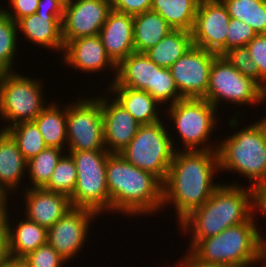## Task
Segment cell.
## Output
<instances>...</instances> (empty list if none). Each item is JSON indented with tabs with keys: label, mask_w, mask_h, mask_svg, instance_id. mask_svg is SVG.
<instances>
[{
	"label": "cell",
	"mask_w": 266,
	"mask_h": 267,
	"mask_svg": "<svg viewBox=\"0 0 266 267\" xmlns=\"http://www.w3.org/2000/svg\"><path fill=\"white\" fill-rule=\"evenodd\" d=\"M65 4L69 1V0H62Z\"/></svg>",
	"instance_id": "c3c4849f"
},
{
	"label": "cell",
	"mask_w": 266,
	"mask_h": 267,
	"mask_svg": "<svg viewBox=\"0 0 266 267\" xmlns=\"http://www.w3.org/2000/svg\"><path fill=\"white\" fill-rule=\"evenodd\" d=\"M219 170L217 150L175 151L163 182L162 209L173 205L179 224L221 185L214 183Z\"/></svg>",
	"instance_id": "6da1fadb"
},
{
	"label": "cell",
	"mask_w": 266,
	"mask_h": 267,
	"mask_svg": "<svg viewBox=\"0 0 266 267\" xmlns=\"http://www.w3.org/2000/svg\"><path fill=\"white\" fill-rule=\"evenodd\" d=\"M262 213L266 218V181L255 189V213Z\"/></svg>",
	"instance_id": "7bdbcfd3"
},
{
	"label": "cell",
	"mask_w": 266,
	"mask_h": 267,
	"mask_svg": "<svg viewBox=\"0 0 266 267\" xmlns=\"http://www.w3.org/2000/svg\"><path fill=\"white\" fill-rule=\"evenodd\" d=\"M245 187L238 182L221 183L201 207L178 224L184 234L191 236L187 253L201 239L246 222L255 213V189Z\"/></svg>",
	"instance_id": "7a4b0ae2"
},
{
	"label": "cell",
	"mask_w": 266,
	"mask_h": 267,
	"mask_svg": "<svg viewBox=\"0 0 266 267\" xmlns=\"http://www.w3.org/2000/svg\"><path fill=\"white\" fill-rule=\"evenodd\" d=\"M17 143L18 149L27 161L47 148L34 121L21 122L6 129Z\"/></svg>",
	"instance_id": "4dcf8cb0"
},
{
	"label": "cell",
	"mask_w": 266,
	"mask_h": 267,
	"mask_svg": "<svg viewBox=\"0 0 266 267\" xmlns=\"http://www.w3.org/2000/svg\"><path fill=\"white\" fill-rule=\"evenodd\" d=\"M61 60L70 68H75L77 71L89 73L102 72L108 68L109 71L114 70L112 78L113 83L117 75V65L106 54L99 35L80 37L64 45Z\"/></svg>",
	"instance_id": "2e32d148"
},
{
	"label": "cell",
	"mask_w": 266,
	"mask_h": 267,
	"mask_svg": "<svg viewBox=\"0 0 266 267\" xmlns=\"http://www.w3.org/2000/svg\"><path fill=\"white\" fill-rule=\"evenodd\" d=\"M64 150L56 147H47L38 155L27 161V178L30 181L31 189L43 188L49 179Z\"/></svg>",
	"instance_id": "f546056e"
},
{
	"label": "cell",
	"mask_w": 266,
	"mask_h": 267,
	"mask_svg": "<svg viewBox=\"0 0 266 267\" xmlns=\"http://www.w3.org/2000/svg\"><path fill=\"white\" fill-rule=\"evenodd\" d=\"M166 126L168 124L162 120L141 125L135 137L120 152L128 162L152 173L162 182L167 177L175 151L181 150L175 147L174 134Z\"/></svg>",
	"instance_id": "52a82bcc"
},
{
	"label": "cell",
	"mask_w": 266,
	"mask_h": 267,
	"mask_svg": "<svg viewBox=\"0 0 266 267\" xmlns=\"http://www.w3.org/2000/svg\"><path fill=\"white\" fill-rule=\"evenodd\" d=\"M24 172H27V160L11 135L6 130H0V185L10 193L22 190L19 185L27 175Z\"/></svg>",
	"instance_id": "603a6c76"
},
{
	"label": "cell",
	"mask_w": 266,
	"mask_h": 267,
	"mask_svg": "<svg viewBox=\"0 0 266 267\" xmlns=\"http://www.w3.org/2000/svg\"><path fill=\"white\" fill-rule=\"evenodd\" d=\"M99 37L106 54L118 65L135 52L133 36V15L111 10L99 31Z\"/></svg>",
	"instance_id": "d6986e66"
},
{
	"label": "cell",
	"mask_w": 266,
	"mask_h": 267,
	"mask_svg": "<svg viewBox=\"0 0 266 267\" xmlns=\"http://www.w3.org/2000/svg\"><path fill=\"white\" fill-rule=\"evenodd\" d=\"M9 71L0 63V81L5 77Z\"/></svg>",
	"instance_id": "7dc6e473"
},
{
	"label": "cell",
	"mask_w": 266,
	"mask_h": 267,
	"mask_svg": "<svg viewBox=\"0 0 266 267\" xmlns=\"http://www.w3.org/2000/svg\"><path fill=\"white\" fill-rule=\"evenodd\" d=\"M112 9L129 15H137L151 10L152 0H111Z\"/></svg>",
	"instance_id": "ab89813d"
},
{
	"label": "cell",
	"mask_w": 266,
	"mask_h": 267,
	"mask_svg": "<svg viewBox=\"0 0 266 267\" xmlns=\"http://www.w3.org/2000/svg\"><path fill=\"white\" fill-rule=\"evenodd\" d=\"M111 10V0H69L61 22L64 45L76 38L99 35Z\"/></svg>",
	"instance_id": "9a60e30c"
},
{
	"label": "cell",
	"mask_w": 266,
	"mask_h": 267,
	"mask_svg": "<svg viewBox=\"0 0 266 267\" xmlns=\"http://www.w3.org/2000/svg\"><path fill=\"white\" fill-rule=\"evenodd\" d=\"M166 107L164 109L167 110L161 112H167L165 114L173 121L177 139L181 138L183 143V151L218 149V144L211 143L210 137L216 128V119L220 120L217 116L219 111L209 101L204 98H182Z\"/></svg>",
	"instance_id": "8992f818"
},
{
	"label": "cell",
	"mask_w": 266,
	"mask_h": 267,
	"mask_svg": "<svg viewBox=\"0 0 266 267\" xmlns=\"http://www.w3.org/2000/svg\"><path fill=\"white\" fill-rule=\"evenodd\" d=\"M193 46L192 33L186 30H171L159 43L145 54L156 65L170 68Z\"/></svg>",
	"instance_id": "4316f807"
},
{
	"label": "cell",
	"mask_w": 266,
	"mask_h": 267,
	"mask_svg": "<svg viewBox=\"0 0 266 267\" xmlns=\"http://www.w3.org/2000/svg\"><path fill=\"white\" fill-rule=\"evenodd\" d=\"M66 154V155H65ZM77 182V169L72 156L64 153L58 161L49 182L43 187L48 191H54L72 196Z\"/></svg>",
	"instance_id": "1f68e13d"
},
{
	"label": "cell",
	"mask_w": 266,
	"mask_h": 267,
	"mask_svg": "<svg viewBox=\"0 0 266 267\" xmlns=\"http://www.w3.org/2000/svg\"><path fill=\"white\" fill-rule=\"evenodd\" d=\"M257 33L246 23L230 18L226 36V51L234 47L246 46Z\"/></svg>",
	"instance_id": "8d00e7d4"
},
{
	"label": "cell",
	"mask_w": 266,
	"mask_h": 267,
	"mask_svg": "<svg viewBox=\"0 0 266 267\" xmlns=\"http://www.w3.org/2000/svg\"><path fill=\"white\" fill-rule=\"evenodd\" d=\"M109 95L101 96L104 144L109 153H120L135 137L141 124Z\"/></svg>",
	"instance_id": "e0dca14e"
},
{
	"label": "cell",
	"mask_w": 266,
	"mask_h": 267,
	"mask_svg": "<svg viewBox=\"0 0 266 267\" xmlns=\"http://www.w3.org/2000/svg\"><path fill=\"white\" fill-rule=\"evenodd\" d=\"M8 216L7 236L9 260L21 261L28 254L36 250L41 245L47 243V229L29 220L19 219L13 227ZM12 227V228H11Z\"/></svg>",
	"instance_id": "7402d4cb"
},
{
	"label": "cell",
	"mask_w": 266,
	"mask_h": 267,
	"mask_svg": "<svg viewBox=\"0 0 266 267\" xmlns=\"http://www.w3.org/2000/svg\"><path fill=\"white\" fill-rule=\"evenodd\" d=\"M171 30L165 19L153 11L133 16L135 52L145 53L159 43Z\"/></svg>",
	"instance_id": "484cf974"
},
{
	"label": "cell",
	"mask_w": 266,
	"mask_h": 267,
	"mask_svg": "<svg viewBox=\"0 0 266 267\" xmlns=\"http://www.w3.org/2000/svg\"><path fill=\"white\" fill-rule=\"evenodd\" d=\"M77 169V182L70 202L72 207L87 208L99 216L110 212L106 179L107 150L67 151ZM101 213V214H100Z\"/></svg>",
	"instance_id": "ba28073f"
},
{
	"label": "cell",
	"mask_w": 266,
	"mask_h": 267,
	"mask_svg": "<svg viewBox=\"0 0 266 267\" xmlns=\"http://www.w3.org/2000/svg\"><path fill=\"white\" fill-rule=\"evenodd\" d=\"M229 22L230 15L221 0H200L191 31L193 45L223 55Z\"/></svg>",
	"instance_id": "5bb4252c"
},
{
	"label": "cell",
	"mask_w": 266,
	"mask_h": 267,
	"mask_svg": "<svg viewBox=\"0 0 266 267\" xmlns=\"http://www.w3.org/2000/svg\"><path fill=\"white\" fill-rule=\"evenodd\" d=\"M217 144L220 172L239 173L253 189L266 181V117L240 127Z\"/></svg>",
	"instance_id": "5b68a950"
},
{
	"label": "cell",
	"mask_w": 266,
	"mask_h": 267,
	"mask_svg": "<svg viewBox=\"0 0 266 267\" xmlns=\"http://www.w3.org/2000/svg\"><path fill=\"white\" fill-rule=\"evenodd\" d=\"M24 213L23 217L45 227L47 230L72 208L70 198L62 193L48 191L44 188L23 186Z\"/></svg>",
	"instance_id": "ac0fdd59"
},
{
	"label": "cell",
	"mask_w": 266,
	"mask_h": 267,
	"mask_svg": "<svg viewBox=\"0 0 266 267\" xmlns=\"http://www.w3.org/2000/svg\"><path fill=\"white\" fill-rule=\"evenodd\" d=\"M178 263L175 264L177 265L176 267L179 266L180 267H254L253 265H237V264L199 265L196 264L187 254H184V256H182L181 261L179 260ZM257 267H259V265Z\"/></svg>",
	"instance_id": "ee69618b"
},
{
	"label": "cell",
	"mask_w": 266,
	"mask_h": 267,
	"mask_svg": "<svg viewBox=\"0 0 266 267\" xmlns=\"http://www.w3.org/2000/svg\"><path fill=\"white\" fill-rule=\"evenodd\" d=\"M246 46L259 69L260 86L266 91V34L256 35Z\"/></svg>",
	"instance_id": "74e56055"
},
{
	"label": "cell",
	"mask_w": 266,
	"mask_h": 267,
	"mask_svg": "<svg viewBox=\"0 0 266 267\" xmlns=\"http://www.w3.org/2000/svg\"><path fill=\"white\" fill-rule=\"evenodd\" d=\"M223 56L244 76L253 79L260 85V73L257 65L251 60L247 46L234 47Z\"/></svg>",
	"instance_id": "e575fe53"
},
{
	"label": "cell",
	"mask_w": 266,
	"mask_h": 267,
	"mask_svg": "<svg viewBox=\"0 0 266 267\" xmlns=\"http://www.w3.org/2000/svg\"><path fill=\"white\" fill-rule=\"evenodd\" d=\"M7 222V218L0 219V265L9 260Z\"/></svg>",
	"instance_id": "b9f144b4"
},
{
	"label": "cell",
	"mask_w": 266,
	"mask_h": 267,
	"mask_svg": "<svg viewBox=\"0 0 266 267\" xmlns=\"http://www.w3.org/2000/svg\"><path fill=\"white\" fill-rule=\"evenodd\" d=\"M26 267H63L67 261L47 242L21 260Z\"/></svg>",
	"instance_id": "d590c367"
},
{
	"label": "cell",
	"mask_w": 266,
	"mask_h": 267,
	"mask_svg": "<svg viewBox=\"0 0 266 267\" xmlns=\"http://www.w3.org/2000/svg\"><path fill=\"white\" fill-rule=\"evenodd\" d=\"M12 195L4 186L0 185V219H5L9 216L8 200ZM9 198V199H8Z\"/></svg>",
	"instance_id": "f6af8a7d"
},
{
	"label": "cell",
	"mask_w": 266,
	"mask_h": 267,
	"mask_svg": "<svg viewBox=\"0 0 266 267\" xmlns=\"http://www.w3.org/2000/svg\"><path fill=\"white\" fill-rule=\"evenodd\" d=\"M10 5L7 9L4 6L0 9L9 16L14 22H17L19 19L35 14L38 9V4L40 0H9Z\"/></svg>",
	"instance_id": "f35d334b"
},
{
	"label": "cell",
	"mask_w": 266,
	"mask_h": 267,
	"mask_svg": "<svg viewBox=\"0 0 266 267\" xmlns=\"http://www.w3.org/2000/svg\"><path fill=\"white\" fill-rule=\"evenodd\" d=\"M156 64L145 53L133 52L117 65V75L108 87H127L144 90L153 97Z\"/></svg>",
	"instance_id": "44dd1931"
},
{
	"label": "cell",
	"mask_w": 266,
	"mask_h": 267,
	"mask_svg": "<svg viewBox=\"0 0 266 267\" xmlns=\"http://www.w3.org/2000/svg\"><path fill=\"white\" fill-rule=\"evenodd\" d=\"M81 98L75 103L67 104L66 152L106 150L101 96Z\"/></svg>",
	"instance_id": "8fae6325"
},
{
	"label": "cell",
	"mask_w": 266,
	"mask_h": 267,
	"mask_svg": "<svg viewBox=\"0 0 266 267\" xmlns=\"http://www.w3.org/2000/svg\"><path fill=\"white\" fill-rule=\"evenodd\" d=\"M16 23L18 34L23 35L30 43L63 53L62 25L54 14L36 12Z\"/></svg>",
	"instance_id": "ffe728a7"
},
{
	"label": "cell",
	"mask_w": 266,
	"mask_h": 267,
	"mask_svg": "<svg viewBox=\"0 0 266 267\" xmlns=\"http://www.w3.org/2000/svg\"><path fill=\"white\" fill-rule=\"evenodd\" d=\"M39 79L9 71L0 81V118L7 123L0 130L34 119L48 105Z\"/></svg>",
	"instance_id": "9c48e42d"
},
{
	"label": "cell",
	"mask_w": 266,
	"mask_h": 267,
	"mask_svg": "<svg viewBox=\"0 0 266 267\" xmlns=\"http://www.w3.org/2000/svg\"><path fill=\"white\" fill-rule=\"evenodd\" d=\"M106 179L110 213L118 212L133 218L151 216L162 210L163 182L128 162L120 153L108 155Z\"/></svg>",
	"instance_id": "3957f363"
},
{
	"label": "cell",
	"mask_w": 266,
	"mask_h": 267,
	"mask_svg": "<svg viewBox=\"0 0 266 267\" xmlns=\"http://www.w3.org/2000/svg\"><path fill=\"white\" fill-rule=\"evenodd\" d=\"M255 220L254 213L246 222L201 239L186 254L199 265H258L262 262L266 267V239Z\"/></svg>",
	"instance_id": "277c9868"
},
{
	"label": "cell",
	"mask_w": 266,
	"mask_h": 267,
	"mask_svg": "<svg viewBox=\"0 0 266 267\" xmlns=\"http://www.w3.org/2000/svg\"><path fill=\"white\" fill-rule=\"evenodd\" d=\"M64 7L65 3L62 0H40L36 12L54 14L62 22Z\"/></svg>",
	"instance_id": "60d3db41"
},
{
	"label": "cell",
	"mask_w": 266,
	"mask_h": 267,
	"mask_svg": "<svg viewBox=\"0 0 266 267\" xmlns=\"http://www.w3.org/2000/svg\"><path fill=\"white\" fill-rule=\"evenodd\" d=\"M18 40L17 23L0 9V63L8 71H14L16 49L20 46Z\"/></svg>",
	"instance_id": "d6a6232c"
},
{
	"label": "cell",
	"mask_w": 266,
	"mask_h": 267,
	"mask_svg": "<svg viewBox=\"0 0 266 267\" xmlns=\"http://www.w3.org/2000/svg\"><path fill=\"white\" fill-rule=\"evenodd\" d=\"M200 0H152L151 11L161 15L173 30L191 32Z\"/></svg>",
	"instance_id": "83f0119b"
},
{
	"label": "cell",
	"mask_w": 266,
	"mask_h": 267,
	"mask_svg": "<svg viewBox=\"0 0 266 267\" xmlns=\"http://www.w3.org/2000/svg\"><path fill=\"white\" fill-rule=\"evenodd\" d=\"M204 99L217 110L222 100L239 107L244 104L253 107L266 102V91L253 79L240 73L223 55H218L210 69Z\"/></svg>",
	"instance_id": "30bf717a"
},
{
	"label": "cell",
	"mask_w": 266,
	"mask_h": 267,
	"mask_svg": "<svg viewBox=\"0 0 266 267\" xmlns=\"http://www.w3.org/2000/svg\"><path fill=\"white\" fill-rule=\"evenodd\" d=\"M0 267H26L22 261L7 260Z\"/></svg>",
	"instance_id": "bcb514c9"
},
{
	"label": "cell",
	"mask_w": 266,
	"mask_h": 267,
	"mask_svg": "<svg viewBox=\"0 0 266 267\" xmlns=\"http://www.w3.org/2000/svg\"><path fill=\"white\" fill-rule=\"evenodd\" d=\"M230 18L238 19L258 34H266V0H221Z\"/></svg>",
	"instance_id": "f1b7e54d"
},
{
	"label": "cell",
	"mask_w": 266,
	"mask_h": 267,
	"mask_svg": "<svg viewBox=\"0 0 266 267\" xmlns=\"http://www.w3.org/2000/svg\"><path fill=\"white\" fill-rule=\"evenodd\" d=\"M99 216L87 208L72 207L47 230V242L67 261L78 257L86 244L90 223Z\"/></svg>",
	"instance_id": "7c38bea8"
},
{
	"label": "cell",
	"mask_w": 266,
	"mask_h": 267,
	"mask_svg": "<svg viewBox=\"0 0 266 267\" xmlns=\"http://www.w3.org/2000/svg\"><path fill=\"white\" fill-rule=\"evenodd\" d=\"M106 90L141 125L161 121L158 110L163 108L148 92L127 87H108Z\"/></svg>",
	"instance_id": "cb8c5ba5"
},
{
	"label": "cell",
	"mask_w": 266,
	"mask_h": 267,
	"mask_svg": "<svg viewBox=\"0 0 266 267\" xmlns=\"http://www.w3.org/2000/svg\"><path fill=\"white\" fill-rule=\"evenodd\" d=\"M153 98L161 106L163 105V108H166V105L168 106L173 105L177 101L182 99L176 87L170 69L162 68L156 65V80H155V88H153Z\"/></svg>",
	"instance_id": "836d02e7"
},
{
	"label": "cell",
	"mask_w": 266,
	"mask_h": 267,
	"mask_svg": "<svg viewBox=\"0 0 266 267\" xmlns=\"http://www.w3.org/2000/svg\"><path fill=\"white\" fill-rule=\"evenodd\" d=\"M218 55L190 47L169 69L182 98H205L210 69Z\"/></svg>",
	"instance_id": "4fadbf2b"
},
{
	"label": "cell",
	"mask_w": 266,
	"mask_h": 267,
	"mask_svg": "<svg viewBox=\"0 0 266 267\" xmlns=\"http://www.w3.org/2000/svg\"><path fill=\"white\" fill-rule=\"evenodd\" d=\"M50 102L34 119L47 147H56L66 152L67 148V105ZM65 144V145H64ZM64 146L66 148H64Z\"/></svg>",
	"instance_id": "d4e9b609"
}]
</instances>
